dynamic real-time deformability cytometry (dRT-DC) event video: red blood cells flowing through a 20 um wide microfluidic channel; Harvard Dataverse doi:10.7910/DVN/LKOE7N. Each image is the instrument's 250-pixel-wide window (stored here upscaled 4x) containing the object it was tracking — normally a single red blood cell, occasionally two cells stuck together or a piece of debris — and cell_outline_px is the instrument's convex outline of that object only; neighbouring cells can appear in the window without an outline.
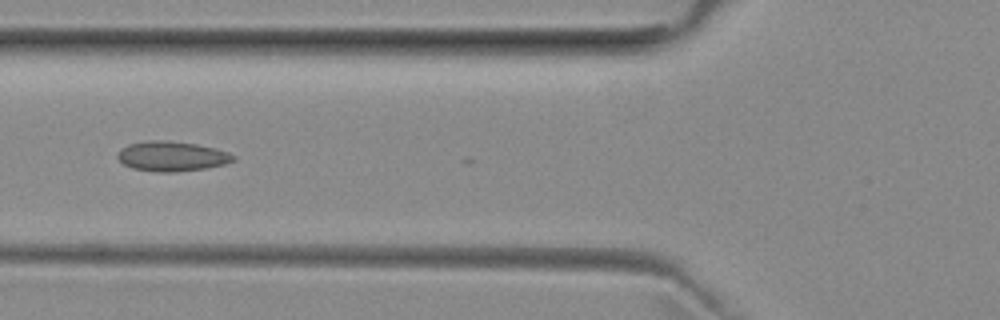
{"species": "common noctule bat (a hibernating species)", "species_latin": "Nyctalus noctula", "temperature_condition": "room temperature", "stored_images_in_passage": 13, "camera_frame_rate_fps": 3000, "um_per_image_px": 0.085, "animal": {"sex": "female", "body_mass_g": 29.2, "forearm_length_mm": 56.3}, "frame": {"image": 1, "passage_image": 9, "time_ms": 2.667, "image_size_px": [1000, 320], "cell_outline_px": [[236, 160], [224, 164], [204, 168], [176, 172], [156, 172], [132, 168], [124, 164], [116, 156], [120, 148], [128, 144], [148, 140], [164, 140], [196, 144], [216, 148], [228, 152], [236, 156]], "centroid_in_image_um": [14.6, 13.28], "position_along_channel_um": 111.2, "area_um2": 20.23}}
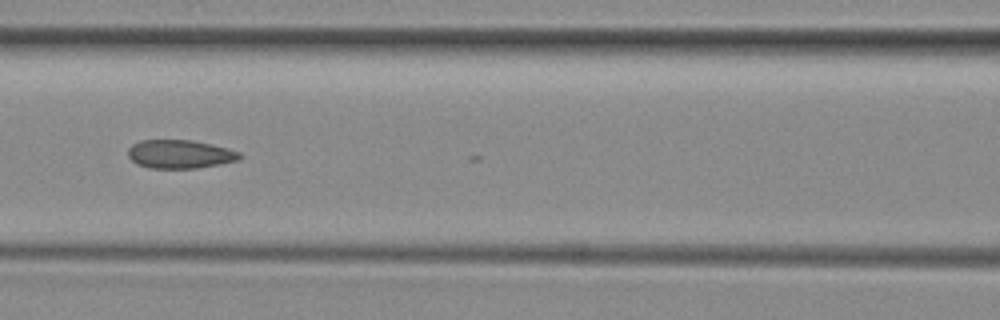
{"frame": {"image": 2, "passage_image": 12, "time_ms": 3.667, "image_size_px": [1000, 320], "cell_outline_px": [[244, 156], [240, 160], [220, 164], [196, 168], [148, 168], [136, 164], [128, 156], [128, 148], [132, 144], [140, 140], [192, 140], [212, 144], [228, 148], [240, 152]], "centroid_in_image_um": [15.31, 13.1], "position_along_channel_um": 151.3, "area_um2": 18.79}}